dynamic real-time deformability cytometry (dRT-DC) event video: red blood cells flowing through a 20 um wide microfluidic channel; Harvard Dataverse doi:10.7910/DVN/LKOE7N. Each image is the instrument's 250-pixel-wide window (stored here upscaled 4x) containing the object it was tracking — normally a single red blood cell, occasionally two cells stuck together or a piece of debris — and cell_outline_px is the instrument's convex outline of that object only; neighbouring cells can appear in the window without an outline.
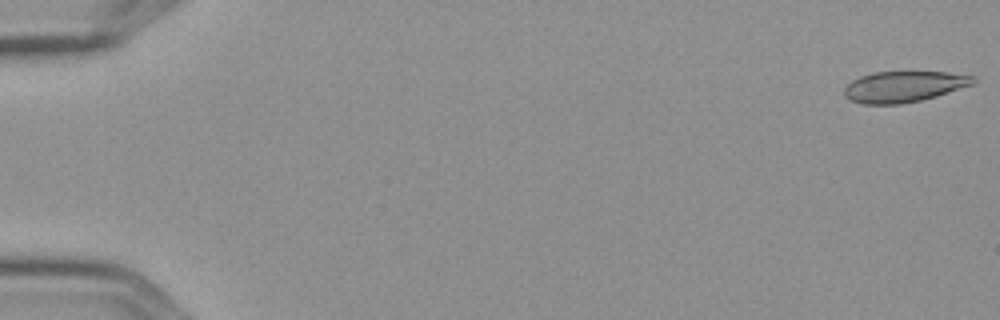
{"species": "Egyptian fruit bat (a non-hibernating species)", "species_latin": "Rousettus aegyptiacus", "temperature_condition": "cold", "stored_images_in_passage": 9, "camera_frame_rate_fps": 3000, "um_per_image_px": 0.085, "frame": {"image": 1, "passage_image": 1, "time_ms": 0.0, "image_size_px": [1000, 320], "cell_outline_px": [[976, 84], [936, 96], [920, 100], [900, 104], [864, 104], [848, 100], [844, 96], [844, 88], [852, 80], [860, 76], [872, 72], [944, 72], [976, 76]], "centroid_in_image_um": [76.83, 7.36], "position_along_channel_um": 8.2, "area_um2": 23.41}}
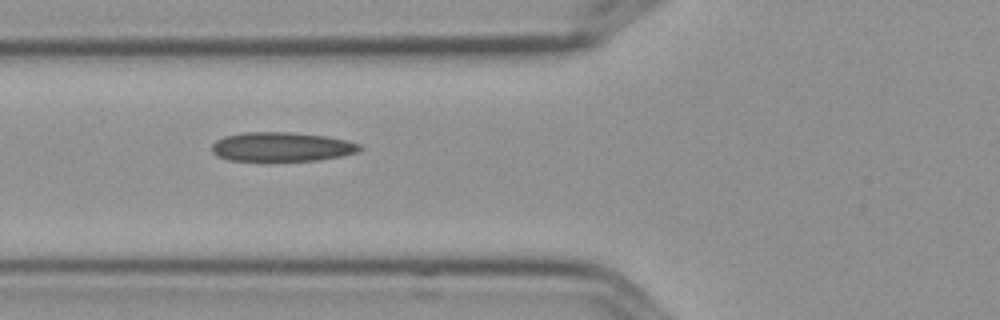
{"frame": {"image": 2, "passage_image": 7, "time_ms": 2.0, "image_size_px": [1000, 320], "cell_outline_px": [[364, 148], [360, 152], [340, 156], [316, 160], [228, 160], [216, 156], [212, 152], [212, 144], [216, 140], [224, 136], [244, 132], [292, 132], [328, 136], [348, 140], [360, 144]], "centroid_in_image_um": [23.97, 12.46], "position_along_channel_um": 101.8, "area_um2": 25.32}}
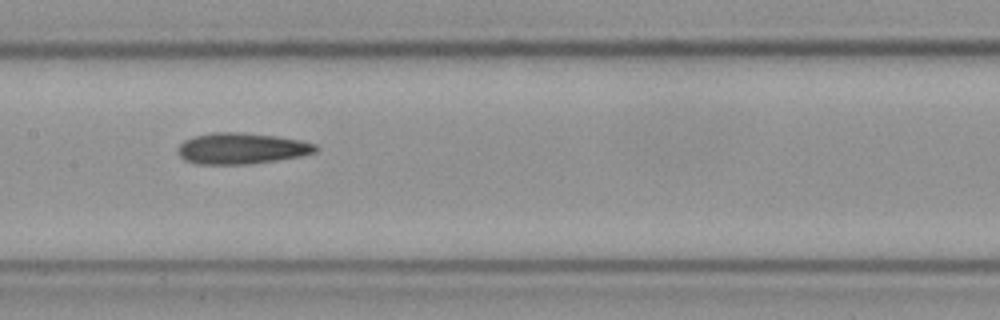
{"frame": {"image": 3, "passage_image": 9, "time_ms": 2.667, "image_size_px": [1000, 320], "cell_outline_px": [[320, 148], [316, 152], [300, 156], [276, 160], [248, 164], [196, 164], [184, 160], [180, 156], [180, 144], [184, 140], [192, 136], [212, 132], [244, 132], [276, 136], [300, 140], [316, 144]], "centroid_in_image_um": [20.55, 12.61], "position_along_channel_um": 186.9, "area_um2": 25.03}}